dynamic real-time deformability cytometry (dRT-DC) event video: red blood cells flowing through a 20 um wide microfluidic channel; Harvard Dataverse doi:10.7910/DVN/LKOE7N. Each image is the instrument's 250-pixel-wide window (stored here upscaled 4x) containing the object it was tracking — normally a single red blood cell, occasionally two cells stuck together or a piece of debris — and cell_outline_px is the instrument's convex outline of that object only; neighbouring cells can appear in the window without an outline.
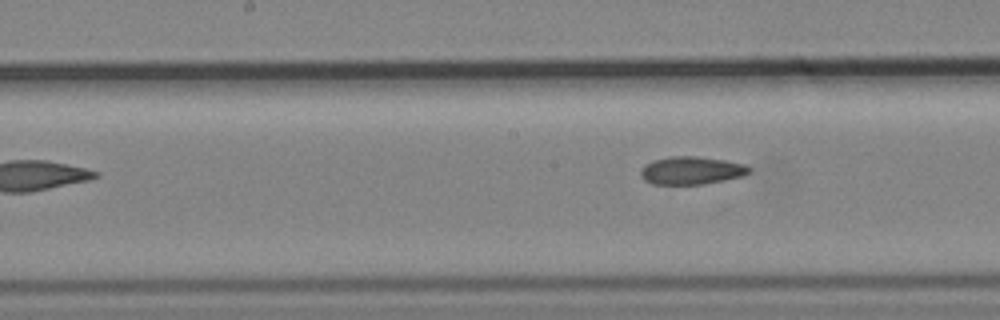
{"species": "common noctule bat (a hibernating species)", "species_latin": "Nyctalus noctula", "temperature_condition": "cold", "stored_images_in_passage": 7, "camera_frame_rate_fps": 3000, "um_per_image_px": 0.085, "animal": {"sex": "male", "body_mass_g": 19.2, "forearm_length_mm": 51.8}, "frame": {"image": 1, "passage_image": 7, "time_ms": 2.0, "image_size_px": [1000, 320], "cell_outline_px": [[752, 172], [744, 176], [704, 184], [652, 184], [644, 180], [640, 176], [640, 172], [644, 164], [652, 160], [672, 156], [696, 156], [724, 160], [744, 164], [752, 168]], "centroid_in_image_um": [58.78, 14.49], "position_along_channel_um": 189.4, "area_um2": 17.8}}